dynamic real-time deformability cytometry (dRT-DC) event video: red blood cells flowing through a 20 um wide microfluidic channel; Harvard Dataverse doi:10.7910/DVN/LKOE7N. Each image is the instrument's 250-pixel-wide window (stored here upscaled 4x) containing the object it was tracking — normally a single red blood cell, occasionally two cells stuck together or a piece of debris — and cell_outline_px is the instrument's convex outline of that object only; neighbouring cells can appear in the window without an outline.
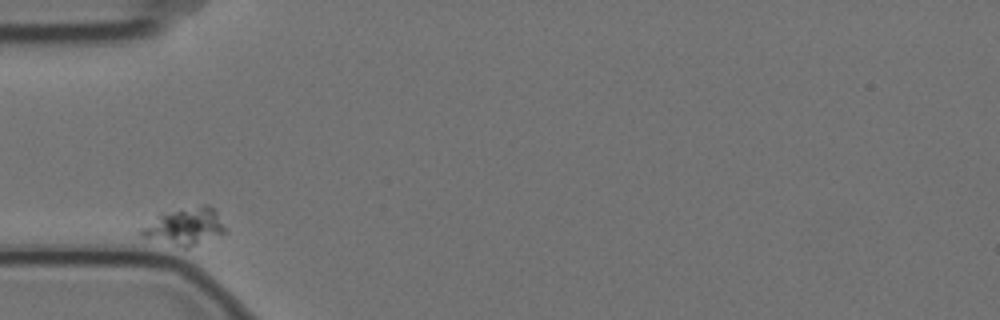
{"species": "Egyptian fruit bat (a non-hibernating species)", "species_latin": "Rousettus aegyptiacus", "temperature_condition": "cold", "stored_images_in_passage": 6, "camera_frame_rate_fps": 3000, "um_per_image_px": 0.085, "animal": {"sex": "female"}, "frame": {"image": 1, "passage_image": 1, "time_ms": 0.0, "image_size_px": [1000, 320], "cell_outline_px": [[224, 232], [188, 248], [184, 248], [140, 236], [140, 228], [156, 216], [204, 204], [208, 204], [216, 212], [224, 228]], "centroid_in_image_um": [15.67, 19.27], "position_along_channel_um": 69.3, "area_um2": 17.4}}
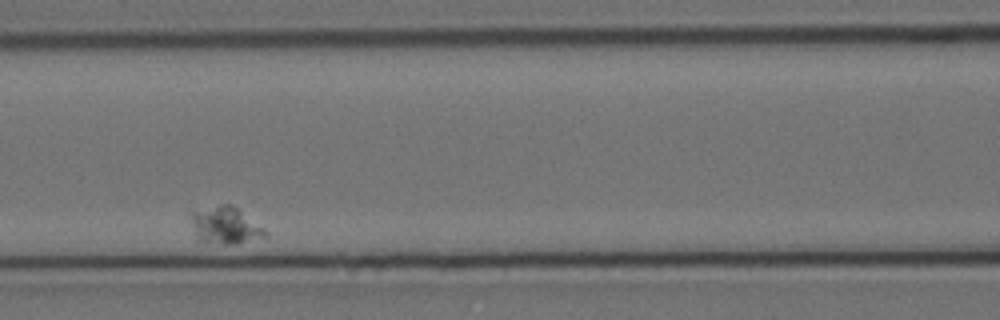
{"frame": {"image": 2, "passage_image": 3, "time_ms": 0.667, "image_size_px": [1000, 320], "cell_outline_px": [[268, 236], [236, 244], [224, 244], [196, 240], [192, 220], [192, 212], [220, 204], [232, 204], [264, 228], [268, 232]], "centroid_in_image_um": [19.18, 19.17], "position_along_channel_um": 147.4, "area_um2": 15.9}}
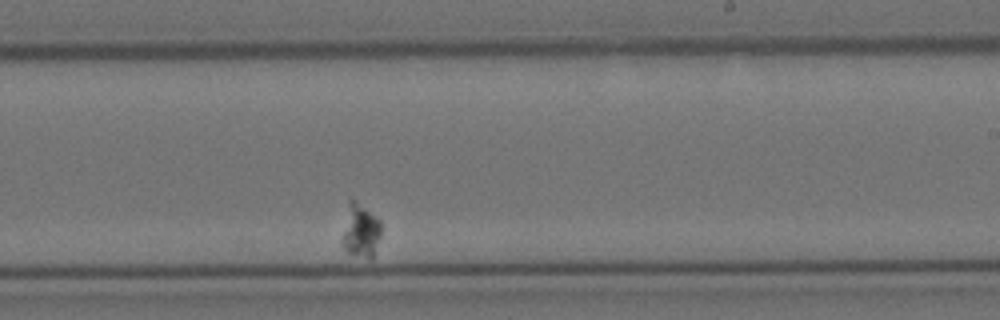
{"frame": {"image": 3, "passage_image": 6, "time_ms": 1.667, "image_size_px": [1000, 320], "cell_outline_px": [[380, 236], [372, 256], [368, 256], [348, 252], [344, 248], [344, 232], [348, 200], [352, 196], [380, 220]], "centroid_in_image_um": [30.66, 19.5], "position_along_channel_um": 258.3, "area_um2": 11.5}}